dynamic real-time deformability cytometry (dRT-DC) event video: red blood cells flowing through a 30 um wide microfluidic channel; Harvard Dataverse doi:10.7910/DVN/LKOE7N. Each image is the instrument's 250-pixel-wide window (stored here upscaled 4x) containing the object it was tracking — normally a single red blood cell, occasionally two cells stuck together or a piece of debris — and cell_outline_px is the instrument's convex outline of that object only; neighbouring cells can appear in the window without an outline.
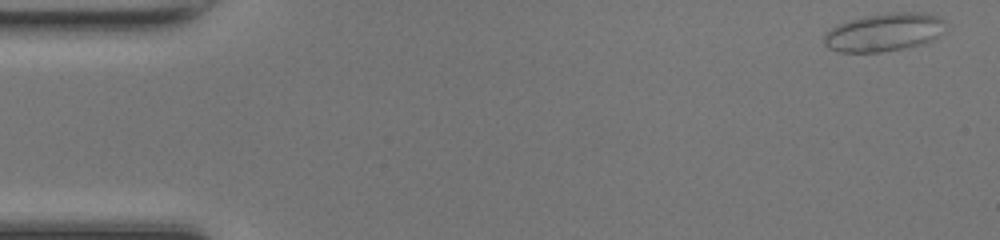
{"species": "common noctule bat (a hibernating species)", "species_latin": "Nyctalus noctula", "temperature_condition": "room temperature", "stored_images_in_passage": 48, "camera_frame_rate_fps": 3000, "um_per_image_px": 0.085, "animal": {"sex": "female", "body_mass_g": 17.0, "forearm_length_mm": 48.0}, "frame": {"image": 1, "passage_image": 1, "time_ms": 0.0, "image_size_px": [1000, 240], "cell_outline_px": [[948, 28], [940, 36], [932, 40], [920, 44], [904, 48], [880, 52], [836, 52], [828, 48], [824, 44], [824, 32], [836, 24], [864, 16], [888, 12], [924, 12], [936, 16], [944, 20], [948, 24]], "centroid_in_image_um": [75.16, 2.73], "position_along_channel_um": 9.8, "area_um2": 27.51}}
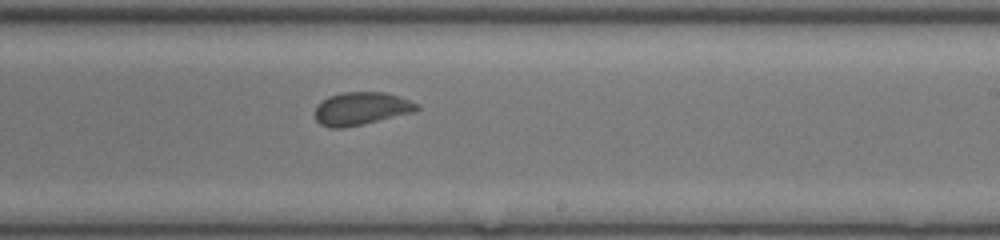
{"frame": {"image": 2, "passage_image": 28, "time_ms": 9.0, "image_size_px": [1000, 240], "cell_outline_px": [[420, 108], [416, 112], [344, 128], [328, 128], [320, 124], [316, 120], [316, 104], [328, 96], [340, 92], [384, 92], [400, 96], [420, 104]], "centroid_in_image_um": [30.72, 9.22], "position_along_channel_um": 258.3, "area_um2": 19.83}}
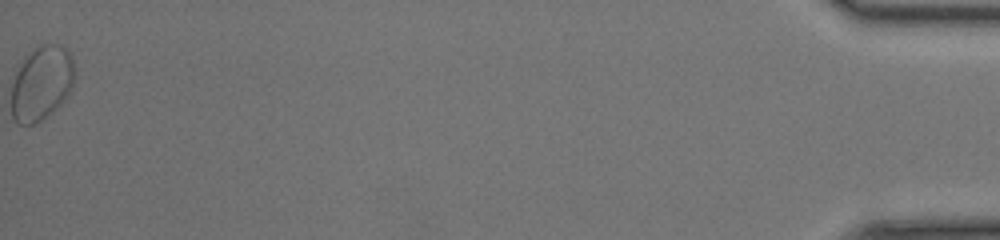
{"frame": {"image": 3, "passage_image": 48, "time_ms": 15.667, "image_size_px": [1000, 240], "cell_outline_px": [[76, 72], [72, 84], [68, 92], [60, 104], [52, 112], [40, 120], [32, 124], [20, 124], [12, 116], [12, 84], [20, 60], [32, 48], [40, 44], [60, 44], [68, 48], [72, 56]], "centroid_in_image_um": [3.54, 6.99], "position_along_channel_um": 431.7, "area_um2": 27.63}, "authors_computed_cell_mechanics": {"area_um2": 19.941, "velocity_mm_per_s": 4.2447, "shape_relaxation_time_tau1_ms": 6.9796, "shape_relaxation_time_tau2_ms": 0.633, "deformation_change_tau1": 0.1109, "deformation_change_tau2": 0.0406}}